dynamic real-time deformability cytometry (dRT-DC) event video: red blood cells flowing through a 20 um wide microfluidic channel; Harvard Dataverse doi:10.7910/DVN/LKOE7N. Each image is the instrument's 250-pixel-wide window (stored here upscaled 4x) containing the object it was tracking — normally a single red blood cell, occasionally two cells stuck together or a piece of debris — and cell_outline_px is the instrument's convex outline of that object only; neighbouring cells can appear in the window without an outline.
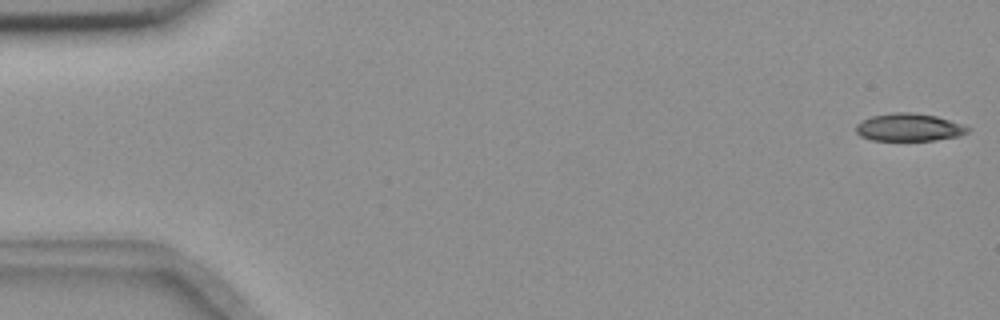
{"species": "common noctule bat (a hibernating species)", "species_latin": "Nyctalus noctula", "temperature_condition": "room temperature", "stored_images_in_passage": 55, "camera_frame_rate_fps": 3000, "um_per_image_px": 0.085, "animal": {"sex": "female", "body_mass_g": 18.4}, "frame": {"image": 1, "passage_image": 1, "time_ms": 0.0, "image_size_px": [1000, 320], "cell_outline_px": [[972, 128], [968, 132], [960, 136], [932, 140], [872, 140], [860, 136], [856, 132], [856, 124], [860, 120], [872, 116], [892, 112], [912, 112], [936, 116]], "centroid_in_image_um": [77.23, 10.82], "position_along_channel_um": 7.8, "area_um2": 18.03}}
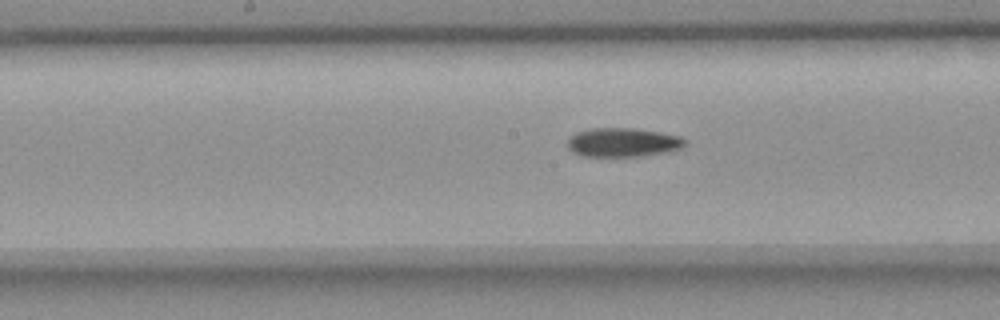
{"frame": {"image": 2, "passage_image": 28, "time_ms": 9.0, "image_size_px": [1000, 320], "cell_outline_px": [[688, 140], [680, 148], [668, 152], [640, 156], [580, 156], [572, 152], [568, 148], [568, 136], [576, 132], [592, 128], [632, 128], [660, 132], [680, 136]], "centroid_in_image_um": [52.92, 12.1], "position_along_channel_um": 195.3, "area_um2": 19.94}}
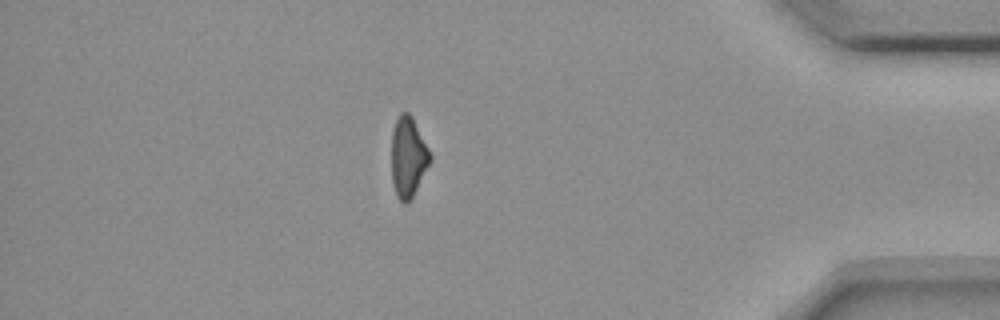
{"frame": {"image": 3, "passage_image": 48, "time_ms": 15.667, "image_size_px": [1000, 320], "cell_outline_px": [[432, 160], [408, 204], [404, 204], [396, 196], [392, 180], [392, 132], [396, 120], [400, 112], [408, 112], [412, 116], [432, 156]], "centroid_in_image_um": [34.69, 13.36], "position_along_channel_um": 400.5, "area_um2": 18.03}}